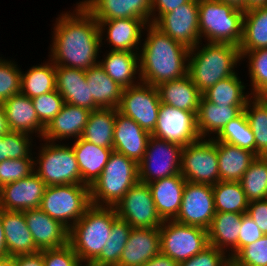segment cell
I'll list each match as a JSON object with an SVG mask.
<instances>
[{
  "label": "cell",
  "mask_w": 267,
  "mask_h": 266,
  "mask_svg": "<svg viewBox=\"0 0 267 266\" xmlns=\"http://www.w3.org/2000/svg\"><path fill=\"white\" fill-rule=\"evenodd\" d=\"M74 11L56 18L49 56L56 66L86 71L100 62L97 61L101 47L99 25L80 3Z\"/></svg>",
  "instance_id": "1"
},
{
  "label": "cell",
  "mask_w": 267,
  "mask_h": 266,
  "mask_svg": "<svg viewBox=\"0 0 267 266\" xmlns=\"http://www.w3.org/2000/svg\"><path fill=\"white\" fill-rule=\"evenodd\" d=\"M145 28L148 33L139 50V81L157 87L185 77L190 49L152 23H148Z\"/></svg>",
  "instance_id": "2"
},
{
  "label": "cell",
  "mask_w": 267,
  "mask_h": 266,
  "mask_svg": "<svg viewBox=\"0 0 267 266\" xmlns=\"http://www.w3.org/2000/svg\"><path fill=\"white\" fill-rule=\"evenodd\" d=\"M189 50L187 75L201 93L218 81L236 74L234 67L241 60L240 49L231 44L206 43ZM200 49H199V48Z\"/></svg>",
  "instance_id": "3"
},
{
  "label": "cell",
  "mask_w": 267,
  "mask_h": 266,
  "mask_svg": "<svg viewBox=\"0 0 267 266\" xmlns=\"http://www.w3.org/2000/svg\"><path fill=\"white\" fill-rule=\"evenodd\" d=\"M117 218L114 207L91 205L69 229L68 243L81 263H87L84 266H89L100 255Z\"/></svg>",
  "instance_id": "4"
},
{
  "label": "cell",
  "mask_w": 267,
  "mask_h": 266,
  "mask_svg": "<svg viewBox=\"0 0 267 266\" xmlns=\"http://www.w3.org/2000/svg\"><path fill=\"white\" fill-rule=\"evenodd\" d=\"M138 182V163L113 150L102 173L90 186L91 205L114 207Z\"/></svg>",
  "instance_id": "5"
},
{
  "label": "cell",
  "mask_w": 267,
  "mask_h": 266,
  "mask_svg": "<svg viewBox=\"0 0 267 266\" xmlns=\"http://www.w3.org/2000/svg\"><path fill=\"white\" fill-rule=\"evenodd\" d=\"M244 13L219 0H199V33L208 43L239 47Z\"/></svg>",
  "instance_id": "6"
},
{
  "label": "cell",
  "mask_w": 267,
  "mask_h": 266,
  "mask_svg": "<svg viewBox=\"0 0 267 266\" xmlns=\"http://www.w3.org/2000/svg\"><path fill=\"white\" fill-rule=\"evenodd\" d=\"M90 206V186L64 184L46 187L40 209L69 230Z\"/></svg>",
  "instance_id": "7"
},
{
  "label": "cell",
  "mask_w": 267,
  "mask_h": 266,
  "mask_svg": "<svg viewBox=\"0 0 267 266\" xmlns=\"http://www.w3.org/2000/svg\"><path fill=\"white\" fill-rule=\"evenodd\" d=\"M40 148L35 173L47 186L82 184L80 169L72 146L45 140Z\"/></svg>",
  "instance_id": "8"
},
{
  "label": "cell",
  "mask_w": 267,
  "mask_h": 266,
  "mask_svg": "<svg viewBox=\"0 0 267 266\" xmlns=\"http://www.w3.org/2000/svg\"><path fill=\"white\" fill-rule=\"evenodd\" d=\"M159 232L161 253L177 263L192 258L209 246L208 231L201 227L165 220Z\"/></svg>",
  "instance_id": "9"
},
{
  "label": "cell",
  "mask_w": 267,
  "mask_h": 266,
  "mask_svg": "<svg viewBox=\"0 0 267 266\" xmlns=\"http://www.w3.org/2000/svg\"><path fill=\"white\" fill-rule=\"evenodd\" d=\"M181 175L187 182L215 185L219 182L217 141L214 138L199 139L183 146Z\"/></svg>",
  "instance_id": "10"
},
{
  "label": "cell",
  "mask_w": 267,
  "mask_h": 266,
  "mask_svg": "<svg viewBox=\"0 0 267 266\" xmlns=\"http://www.w3.org/2000/svg\"><path fill=\"white\" fill-rule=\"evenodd\" d=\"M183 146L151 135L145 155L138 163L139 182L152 181L180 174Z\"/></svg>",
  "instance_id": "11"
},
{
  "label": "cell",
  "mask_w": 267,
  "mask_h": 266,
  "mask_svg": "<svg viewBox=\"0 0 267 266\" xmlns=\"http://www.w3.org/2000/svg\"><path fill=\"white\" fill-rule=\"evenodd\" d=\"M160 104L157 87L140 82L135 86L123 88L118 111L152 134L157 123Z\"/></svg>",
  "instance_id": "12"
},
{
  "label": "cell",
  "mask_w": 267,
  "mask_h": 266,
  "mask_svg": "<svg viewBox=\"0 0 267 266\" xmlns=\"http://www.w3.org/2000/svg\"><path fill=\"white\" fill-rule=\"evenodd\" d=\"M118 218L132 228H159L164 222L157 213L148 184L138 182L114 206Z\"/></svg>",
  "instance_id": "13"
},
{
  "label": "cell",
  "mask_w": 267,
  "mask_h": 266,
  "mask_svg": "<svg viewBox=\"0 0 267 266\" xmlns=\"http://www.w3.org/2000/svg\"><path fill=\"white\" fill-rule=\"evenodd\" d=\"M151 135L181 146L201 139L194 112L181 110L163 103L160 104L157 123Z\"/></svg>",
  "instance_id": "14"
},
{
  "label": "cell",
  "mask_w": 267,
  "mask_h": 266,
  "mask_svg": "<svg viewBox=\"0 0 267 266\" xmlns=\"http://www.w3.org/2000/svg\"><path fill=\"white\" fill-rule=\"evenodd\" d=\"M154 25L173 40L189 49L200 44L199 1L189 0L175 10L164 13Z\"/></svg>",
  "instance_id": "15"
},
{
  "label": "cell",
  "mask_w": 267,
  "mask_h": 266,
  "mask_svg": "<svg viewBox=\"0 0 267 266\" xmlns=\"http://www.w3.org/2000/svg\"><path fill=\"white\" fill-rule=\"evenodd\" d=\"M215 213L212 185L186 182L174 221L208 230Z\"/></svg>",
  "instance_id": "16"
},
{
  "label": "cell",
  "mask_w": 267,
  "mask_h": 266,
  "mask_svg": "<svg viewBox=\"0 0 267 266\" xmlns=\"http://www.w3.org/2000/svg\"><path fill=\"white\" fill-rule=\"evenodd\" d=\"M47 185L33 172L30 176L0 188V209L25 211L40 208Z\"/></svg>",
  "instance_id": "17"
},
{
  "label": "cell",
  "mask_w": 267,
  "mask_h": 266,
  "mask_svg": "<svg viewBox=\"0 0 267 266\" xmlns=\"http://www.w3.org/2000/svg\"><path fill=\"white\" fill-rule=\"evenodd\" d=\"M79 3L97 21L137 18L151 23V0H85Z\"/></svg>",
  "instance_id": "18"
},
{
  "label": "cell",
  "mask_w": 267,
  "mask_h": 266,
  "mask_svg": "<svg viewBox=\"0 0 267 266\" xmlns=\"http://www.w3.org/2000/svg\"><path fill=\"white\" fill-rule=\"evenodd\" d=\"M151 134L142 129L133 119L116 109L113 150L139 163L147 148Z\"/></svg>",
  "instance_id": "19"
},
{
  "label": "cell",
  "mask_w": 267,
  "mask_h": 266,
  "mask_svg": "<svg viewBox=\"0 0 267 266\" xmlns=\"http://www.w3.org/2000/svg\"><path fill=\"white\" fill-rule=\"evenodd\" d=\"M33 241L39 250L59 248L68 243L69 230L40 208L23 211Z\"/></svg>",
  "instance_id": "20"
},
{
  "label": "cell",
  "mask_w": 267,
  "mask_h": 266,
  "mask_svg": "<svg viewBox=\"0 0 267 266\" xmlns=\"http://www.w3.org/2000/svg\"><path fill=\"white\" fill-rule=\"evenodd\" d=\"M160 253L159 228H132L118 266H142Z\"/></svg>",
  "instance_id": "21"
},
{
  "label": "cell",
  "mask_w": 267,
  "mask_h": 266,
  "mask_svg": "<svg viewBox=\"0 0 267 266\" xmlns=\"http://www.w3.org/2000/svg\"><path fill=\"white\" fill-rule=\"evenodd\" d=\"M101 36V44L105 29H107L106 40L111 44V51L139 52V43L142 38V29H145L147 22L144 19L123 18L106 21H97ZM108 26V27H106ZM136 49V50H134Z\"/></svg>",
  "instance_id": "22"
},
{
  "label": "cell",
  "mask_w": 267,
  "mask_h": 266,
  "mask_svg": "<svg viewBox=\"0 0 267 266\" xmlns=\"http://www.w3.org/2000/svg\"><path fill=\"white\" fill-rule=\"evenodd\" d=\"M56 90L63 97L65 103L91 111L99 109L94 103L93 97L90 96L85 70L56 66Z\"/></svg>",
  "instance_id": "23"
},
{
  "label": "cell",
  "mask_w": 267,
  "mask_h": 266,
  "mask_svg": "<svg viewBox=\"0 0 267 266\" xmlns=\"http://www.w3.org/2000/svg\"><path fill=\"white\" fill-rule=\"evenodd\" d=\"M186 182L180 173L148 183L157 213L163 221L174 220L178 215Z\"/></svg>",
  "instance_id": "24"
},
{
  "label": "cell",
  "mask_w": 267,
  "mask_h": 266,
  "mask_svg": "<svg viewBox=\"0 0 267 266\" xmlns=\"http://www.w3.org/2000/svg\"><path fill=\"white\" fill-rule=\"evenodd\" d=\"M91 110L64 103L61 111L48 123L42 138L55 142L69 137L79 139L87 124Z\"/></svg>",
  "instance_id": "25"
},
{
  "label": "cell",
  "mask_w": 267,
  "mask_h": 266,
  "mask_svg": "<svg viewBox=\"0 0 267 266\" xmlns=\"http://www.w3.org/2000/svg\"><path fill=\"white\" fill-rule=\"evenodd\" d=\"M1 104L5 111L10 131L22 132L29 135L31 133H37L42 138L45 127L38 119L31 98L20 92Z\"/></svg>",
  "instance_id": "26"
},
{
  "label": "cell",
  "mask_w": 267,
  "mask_h": 266,
  "mask_svg": "<svg viewBox=\"0 0 267 266\" xmlns=\"http://www.w3.org/2000/svg\"><path fill=\"white\" fill-rule=\"evenodd\" d=\"M2 224L9 256L39 252L23 211L2 210Z\"/></svg>",
  "instance_id": "27"
},
{
  "label": "cell",
  "mask_w": 267,
  "mask_h": 266,
  "mask_svg": "<svg viewBox=\"0 0 267 266\" xmlns=\"http://www.w3.org/2000/svg\"><path fill=\"white\" fill-rule=\"evenodd\" d=\"M242 216L243 214L240 213L216 212L207 230L209 245L224 252H227L226 248L229 247L230 260L238 253V236L242 225Z\"/></svg>",
  "instance_id": "28"
},
{
  "label": "cell",
  "mask_w": 267,
  "mask_h": 266,
  "mask_svg": "<svg viewBox=\"0 0 267 266\" xmlns=\"http://www.w3.org/2000/svg\"><path fill=\"white\" fill-rule=\"evenodd\" d=\"M72 148L80 169L82 184L91 186L102 173L113 148L95 145L81 137L74 142Z\"/></svg>",
  "instance_id": "29"
},
{
  "label": "cell",
  "mask_w": 267,
  "mask_h": 266,
  "mask_svg": "<svg viewBox=\"0 0 267 266\" xmlns=\"http://www.w3.org/2000/svg\"><path fill=\"white\" fill-rule=\"evenodd\" d=\"M219 181L239 182L257 155L247 149L217 141Z\"/></svg>",
  "instance_id": "30"
},
{
  "label": "cell",
  "mask_w": 267,
  "mask_h": 266,
  "mask_svg": "<svg viewBox=\"0 0 267 266\" xmlns=\"http://www.w3.org/2000/svg\"><path fill=\"white\" fill-rule=\"evenodd\" d=\"M157 89L161 103L191 111L197 115L202 93L188 75L178 80L162 83L157 86Z\"/></svg>",
  "instance_id": "31"
},
{
  "label": "cell",
  "mask_w": 267,
  "mask_h": 266,
  "mask_svg": "<svg viewBox=\"0 0 267 266\" xmlns=\"http://www.w3.org/2000/svg\"><path fill=\"white\" fill-rule=\"evenodd\" d=\"M86 73V83L89 86L90 96L99 108H116L121 103L123 88L112 80L98 63Z\"/></svg>",
  "instance_id": "32"
},
{
  "label": "cell",
  "mask_w": 267,
  "mask_h": 266,
  "mask_svg": "<svg viewBox=\"0 0 267 266\" xmlns=\"http://www.w3.org/2000/svg\"><path fill=\"white\" fill-rule=\"evenodd\" d=\"M246 106H226L215 105L206 100L203 96L200 99L197 119V130L200 138L204 139L207 135L219 134L224 126L232 119L238 117Z\"/></svg>",
  "instance_id": "33"
},
{
  "label": "cell",
  "mask_w": 267,
  "mask_h": 266,
  "mask_svg": "<svg viewBox=\"0 0 267 266\" xmlns=\"http://www.w3.org/2000/svg\"><path fill=\"white\" fill-rule=\"evenodd\" d=\"M106 74L122 88L132 87L140 82L134 83L136 75L139 77V53L131 51H111L104 60L99 62Z\"/></svg>",
  "instance_id": "34"
},
{
  "label": "cell",
  "mask_w": 267,
  "mask_h": 266,
  "mask_svg": "<svg viewBox=\"0 0 267 266\" xmlns=\"http://www.w3.org/2000/svg\"><path fill=\"white\" fill-rule=\"evenodd\" d=\"M116 108H99L90 112L81 138L104 148H113Z\"/></svg>",
  "instance_id": "35"
},
{
  "label": "cell",
  "mask_w": 267,
  "mask_h": 266,
  "mask_svg": "<svg viewBox=\"0 0 267 266\" xmlns=\"http://www.w3.org/2000/svg\"><path fill=\"white\" fill-rule=\"evenodd\" d=\"M267 48V6L248 10L244 13L243 35L240 51Z\"/></svg>",
  "instance_id": "36"
},
{
  "label": "cell",
  "mask_w": 267,
  "mask_h": 266,
  "mask_svg": "<svg viewBox=\"0 0 267 266\" xmlns=\"http://www.w3.org/2000/svg\"><path fill=\"white\" fill-rule=\"evenodd\" d=\"M244 89L245 85L236 73L218 81L214 86L203 92L202 96L217 106H246L251 94L245 95Z\"/></svg>",
  "instance_id": "37"
},
{
  "label": "cell",
  "mask_w": 267,
  "mask_h": 266,
  "mask_svg": "<svg viewBox=\"0 0 267 266\" xmlns=\"http://www.w3.org/2000/svg\"><path fill=\"white\" fill-rule=\"evenodd\" d=\"M21 93L29 98L56 90V65L50 60L21 73Z\"/></svg>",
  "instance_id": "38"
},
{
  "label": "cell",
  "mask_w": 267,
  "mask_h": 266,
  "mask_svg": "<svg viewBox=\"0 0 267 266\" xmlns=\"http://www.w3.org/2000/svg\"><path fill=\"white\" fill-rule=\"evenodd\" d=\"M244 112L255 137V154L267 157V98L251 96Z\"/></svg>",
  "instance_id": "39"
},
{
  "label": "cell",
  "mask_w": 267,
  "mask_h": 266,
  "mask_svg": "<svg viewBox=\"0 0 267 266\" xmlns=\"http://www.w3.org/2000/svg\"><path fill=\"white\" fill-rule=\"evenodd\" d=\"M212 188L216 212L247 213L249 202L240 182L219 181Z\"/></svg>",
  "instance_id": "40"
},
{
  "label": "cell",
  "mask_w": 267,
  "mask_h": 266,
  "mask_svg": "<svg viewBox=\"0 0 267 266\" xmlns=\"http://www.w3.org/2000/svg\"><path fill=\"white\" fill-rule=\"evenodd\" d=\"M131 230L132 227L126 221L117 218L100 255L89 266H118Z\"/></svg>",
  "instance_id": "41"
},
{
  "label": "cell",
  "mask_w": 267,
  "mask_h": 266,
  "mask_svg": "<svg viewBox=\"0 0 267 266\" xmlns=\"http://www.w3.org/2000/svg\"><path fill=\"white\" fill-rule=\"evenodd\" d=\"M239 182L248 202L267 199V157L257 156Z\"/></svg>",
  "instance_id": "42"
},
{
  "label": "cell",
  "mask_w": 267,
  "mask_h": 266,
  "mask_svg": "<svg viewBox=\"0 0 267 266\" xmlns=\"http://www.w3.org/2000/svg\"><path fill=\"white\" fill-rule=\"evenodd\" d=\"M213 138L215 141L226 142L255 153V137L244 111L230 120Z\"/></svg>",
  "instance_id": "43"
},
{
  "label": "cell",
  "mask_w": 267,
  "mask_h": 266,
  "mask_svg": "<svg viewBox=\"0 0 267 266\" xmlns=\"http://www.w3.org/2000/svg\"><path fill=\"white\" fill-rule=\"evenodd\" d=\"M241 59L248 57L249 77L251 79L253 96L267 95V48L253 51H240Z\"/></svg>",
  "instance_id": "44"
},
{
  "label": "cell",
  "mask_w": 267,
  "mask_h": 266,
  "mask_svg": "<svg viewBox=\"0 0 267 266\" xmlns=\"http://www.w3.org/2000/svg\"><path fill=\"white\" fill-rule=\"evenodd\" d=\"M30 137L29 134L16 131H9L0 136V162L6 159L33 158L30 152Z\"/></svg>",
  "instance_id": "45"
},
{
  "label": "cell",
  "mask_w": 267,
  "mask_h": 266,
  "mask_svg": "<svg viewBox=\"0 0 267 266\" xmlns=\"http://www.w3.org/2000/svg\"><path fill=\"white\" fill-rule=\"evenodd\" d=\"M21 73L11 60L0 58V103L21 92Z\"/></svg>",
  "instance_id": "46"
},
{
  "label": "cell",
  "mask_w": 267,
  "mask_h": 266,
  "mask_svg": "<svg viewBox=\"0 0 267 266\" xmlns=\"http://www.w3.org/2000/svg\"><path fill=\"white\" fill-rule=\"evenodd\" d=\"M31 100L38 119L44 127L61 111L65 103L57 90L34 97Z\"/></svg>",
  "instance_id": "47"
},
{
  "label": "cell",
  "mask_w": 267,
  "mask_h": 266,
  "mask_svg": "<svg viewBox=\"0 0 267 266\" xmlns=\"http://www.w3.org/2000/svg\"><path fill=\"white\" fill-rule=\"evenodd\" d=\"M34 160L33 158H22L6 159L0 162V188L7 183L21 180L35 172Z\"/></svg>",
  "instance_id": "48"
},
{
  "label": "cell",
  "mask_w": 267,
  "mask_h": 266,
  "mask_svg": "<svg viewBox=\"0 0 267 266\" xmlns=\"http://www.w3.org/2000/svg\"><path fill=\"white\" fill-rule=\"evenodd\" d=\"M231 260L237 266H267V235L243 247Z\"/></svg>",
  "instance_id": "49"
},
{
  "label": "cell",
  "mask_w": 267,
  "mask_h": 266,
  "mask_svg": "<svg viewBox=\"0 0 267 266\" xmlns=\"http://www.w3.org/2000/svg\"><path fill=\"white\" fill-rule=\"evenodd\" d=\"M45 266H83L72 246L41 250Z\"/></svg>",
  "instance_id": "50"
},
{
  "label": "cell",
  "mask_w": 267,
  "mask_h": 266,
  "mask_svg": "<svg viewBox=\"0 0 267 266\" xmlns=\"http://www.w3.org/2000/svg\"><path fill=\"white\" fill-rule=\"evenodd\" d=\"M229 261L226 252L209 245L192 258L179 263V266H225Z\"/></svg>",
  "instance_id": "51"
},
{
  "label": "cell",
  "mask_w": 267,
  "mask_h": 266,
  "mask_svg": "<svg viewBox=\"0 0 267 266\" xmlns=\"http://www.w3.org/2000/svg\"><path fill=\"white\" fill-rule=\"evenodd\" d=\"M263 236V233L253 219L247 214L242 216V225L238 236V252L246 245L255 242Z\"/></svg>",
  "instance_id": "52"
},
{
  "label": "cell",
  "mask_w": 267,
  "mask_h": 266,
  "mask_svg": "<svg viewBox=\"0 0 267 266\" xmlns=\"http://www.w3.org/2000/svg\"><path fill=\"white\" fill-rule=\"evenodd\" d=\"M246 214L254 220L263 235H267V199L249 202Z\"/></svg>",
  "instance_id": "53"
},
{
  "label": "cell",
  "mask_w": 267,
  "mask_h": 266,
  "mask_svg": "<svg viewBox=\"0 0 267 266\" xmlns=\"http://www.w3.org/2000/svg\"><path fill=\"white\" fill-rule=\"evenodd\" d=\"M188 1L189 0H151V23L154 24L164 13L171 12ZM156 11L158 12V16L156 15Z\"/></svg>",
  "instance_id": "54"
},
{
  "label": "cell",
  "mask_w": 267,
  "mask_h": 266,
  "mask_svg": "<svg viewBox=\"0 0 267 266\" xmlns=\"http://www.w3.org/2000/svg\"><path fill=\"white\" fill-rule=\"evenodd\" d=\"M15 266H45L41 250L32 254L16 255Z\"/></svg>",
  "instance_id": "55"
},
{
  "label": "cell",
  "mask_w": 267,
  "mask_h": 266,
  "mask_svg": "<svg viewBox=\"0 0 267 266\" xmlns=\"http://www.w3.org/2000/svg\"><path fill=\"white\" fill-rule=\"evenodd\" d=\"M142 266H179V263L172 260L170 257L160 253L152 259L144 263Z\"/></svg>",
  "instance_id": "56"
},
{
  "label": "cell",
  "mask_w": 267,
  "mask_h": 266,
  "mask_svg": "<svg viewBox=\"0 0 267 266\" xmlns=\"http://www.w3.org/2000/svg\"><path fill=\"white\" fill-rule=\"evenodd\" d=\"M8 251L6 248L5 234L2 224V210L0 209V257L7 256Z\"/></svg>",
  "instance_id": "57"
},
{
  "label": "cell",
  "mask_w": 267,
  "mask_h": 266,
  "mask_svg": "<svg viewBox=\"0 0 267 266\" xmlns=\"http://www.w3.org/2000/svg\"><path fill=\"white\" fill-rule=\"evenodd\" d=\"M224 4H228L232 8L242 11L243 13L246 12V0H219Z\"/></svg>",
  "instance_id": "58"
},
{
  "label": "cell",
  "mask_w": 267,
  "mask_h": 266,
  "mask_svg": "<svg viewBox=\"0 0 267 266\" xmlns=\"http://www.w3.org/2000/svg\"><path fill=\"white\" fill-rule=\"evenodd\" d=\"M10 131L5 111L2 104L0 103V136L8 133Z\"/></svg>",
  "instance_id": "59"
},
{
  "label": "cell",
  "mask_w": 267,
  "mask_h": 266,
  "mask_svg": "<svg viewBox=\"0 0 267 266\" xmlns=\"http://www.w3.org/2000/svg\"><path fill=\"white\" fill-rule=\"evenodd\" d=\"M266 6L267 0H246V11Z\"/></svg>",
  "instance_id": "60"
},
{
  "label": "cell",
  "mask_w": 267,
  "mask_h": 266,
  "mask_svg": "<svg viewBox=\"0 0 267 266\" xmlns=\"http://www.w3.org/2000/svg\"><path fill=\"white\" fill-rule=\"evenodd\" d=\"M0 266H15V257L9 255L0 257Z\"/></svg>",
  "instance_id": "61"
},
{
  "label": "cell",
  "mask_w": 267,
  "mask_h": 266,
  "mask_svg": "<svg viewBox=\"0 0 267 266\" xmlns=\"http://www.w3.org/2000/svg\"><path fill=\"white\" fill-rule=\"evenodd\" d=\"M225 266H237L232 260H230Z\"/></svg>",
  "instance_id": "62"
}]
</instances>
